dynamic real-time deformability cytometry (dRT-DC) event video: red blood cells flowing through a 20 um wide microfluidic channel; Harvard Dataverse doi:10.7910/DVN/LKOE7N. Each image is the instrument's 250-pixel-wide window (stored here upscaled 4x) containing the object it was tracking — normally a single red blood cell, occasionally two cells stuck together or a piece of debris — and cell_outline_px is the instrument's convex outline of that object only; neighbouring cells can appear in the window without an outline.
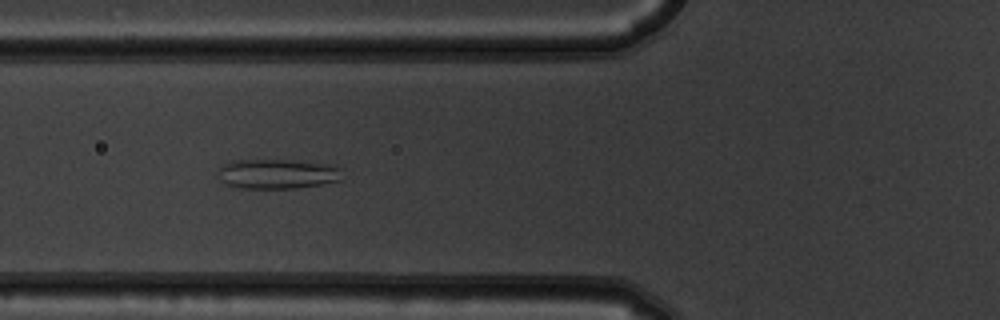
{"species": "common noctule bat (a hibernating species)", "species_latin": "Nyctalus noctula", "temperature_condition": "warm", "stored_images_in_passage": 9, "camera_frame_rate_fps": 3000, "um_per_image_px": 0.085, "animal": {"sex": "male", "body_mass_g": 19.5, "forearm_length_mm": 54.6}, "frame": {"image": 1, "passage_image": 6, "time_ms": 1.667, "image_size_px": [1000, 320], "cell_outline_px": [[344, 168], [340, 180], [320, 184], [296, 188], [240, 188], [228, 184], [224, 180], [220, 168], [228, 160], [288, 160], [336, 164]], "centroid_in_image_um": [23.7, 14.76], "position_along_channel_um": 102.1, "area_um2": 21.44}}
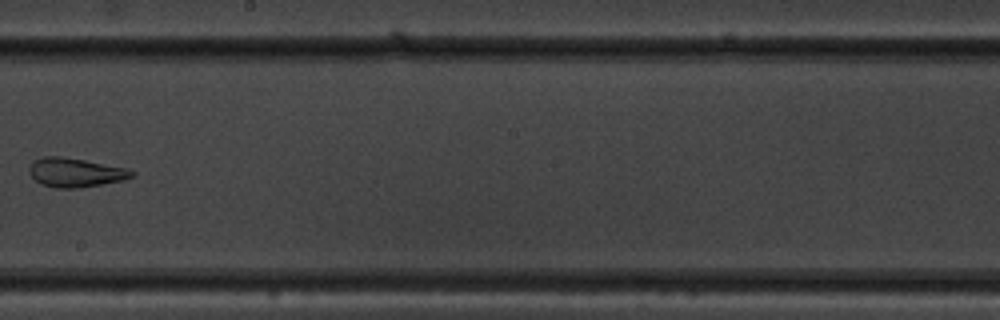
{"frame": {"image": 2, "passage_image": 9, "time_ms": 2.667, "image_size_px": [1000, 320], "cell_outline_px": [[136, 176], [124, 180], [80, 188], [56, 188], [40, 184], [32, 176], [28, 168], [36, 160], [44, 156], [60, 156], [84, 160], [128, 168], [136, 172]], "centroid_in_image_um": [6.47, 14.67], "position_along_channel_um": 241.7, "area_um2": 17.4}}